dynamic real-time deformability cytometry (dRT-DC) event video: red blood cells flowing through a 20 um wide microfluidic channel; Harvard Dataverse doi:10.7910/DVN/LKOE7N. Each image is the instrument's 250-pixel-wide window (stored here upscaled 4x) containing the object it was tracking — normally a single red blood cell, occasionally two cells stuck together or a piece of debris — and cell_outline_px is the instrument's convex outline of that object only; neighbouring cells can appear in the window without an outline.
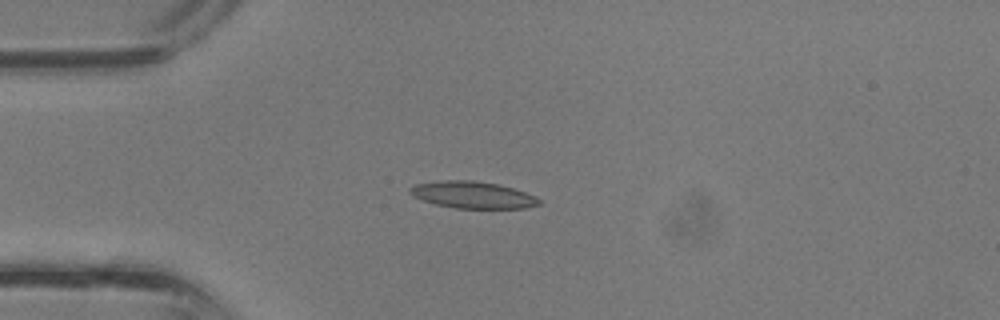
{"species": "common noctule bat (a hibernating species)", "species_latin": "Nyctalus noctula", "temperature_condition": "room temperature", "stored_images_in_passage": 19, "camera_frame_rate_fps": 3000, "um_per_image_px": 0.085, "animal": {"sex": "male", "body_mass_g": 13.3}, "frame": {"image": 1, "passage_image": 1, "time_ms": 0.0, "image_size_px": [1000, 320], "cell_outline_px": [[540, 204], [524, 208], [456, 208], [436, 204], [412, 196], [408, 192], [408, 188], [416, 184], [444, 180], [472, 180], [496, 184], [512, 188], [536, 196], [540, 200]], "centroid_in_image_um": [40.15, 16.56], "position_along_channel_um": 44.8, "area_um2": 20.0}}
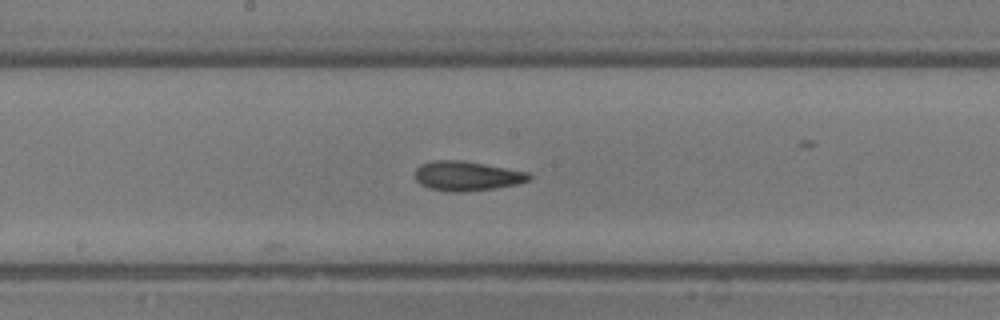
{"frame": {"image": 2, "passage_image": 11, "time_ms": 3.333, "image_size_px": [1000, 320], "cell_outline_px": [[532, 180], [516, 184], [496, 188], [464, 192], [448, 192], [428, 188], [420, 184], [416, 180], [416, 168], [420, 164], [436, 160], [460, 160], [484, 164], [528, 172], [532, 176]], "centroid_in_image_um": [39.68, 14.97], "position_along_channel_um": 208.5, "area_um2": 19.71}}
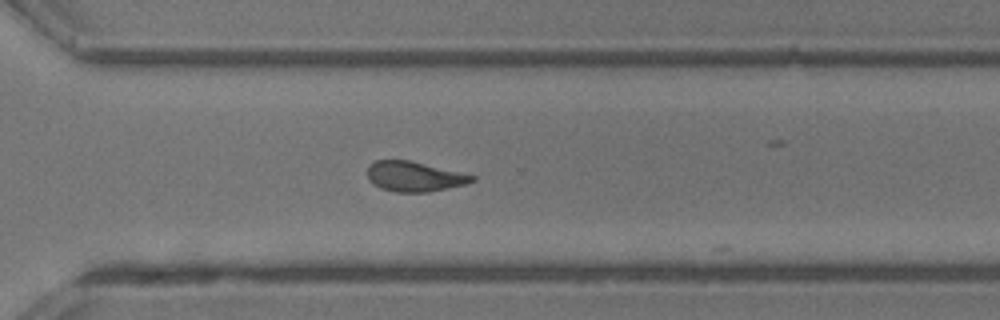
{"frame": {"image": 3, "passage_image": 18, "time_ms": 5.667, "image_size_px": [1000, 320], "cell_outline_px": [[476, 180], [464, 184], [428, 192], [396, 192], [380, 188], [368, 180], [368, 168], [376, 160], [412, 160], [476, 176]], "centroid_in_image_um": [35.22, 15.0], "position_along_channel_um": 335.4, "area_um2": 18.21}}